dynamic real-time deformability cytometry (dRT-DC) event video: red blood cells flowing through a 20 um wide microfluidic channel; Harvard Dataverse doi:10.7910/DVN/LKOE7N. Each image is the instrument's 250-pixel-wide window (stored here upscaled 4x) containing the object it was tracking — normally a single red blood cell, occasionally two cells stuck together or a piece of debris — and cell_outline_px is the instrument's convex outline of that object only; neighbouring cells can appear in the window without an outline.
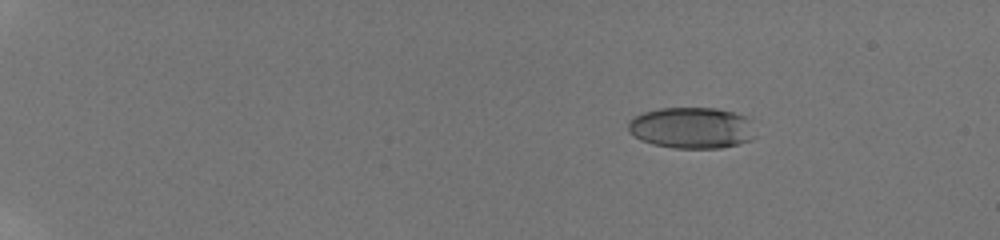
{"species": "human", "species_latin": "Homo sapiens", "temperature_condition": "room temperature", "stored_images_in_passage": 22, "camera_frame_rate_fps": 3000, "um_per_image_px": 0.085, "donor": {"sex": "male"}, "frame": {"image": 1, "passage_image": 4, "time_ms": 1.667, "image_size_px": [1000, 240], "cell_outline_px": [[756, 136], [752, 140], [740, 144], [720, 148], [672, 148], [652, 144], [640, 140], [632, 136], [628, 132], [628, 120], [644, 112], [660, 108], [716, 108], [748, 116]], "centroid_in_image_um": [58.8, 10.88], "position_along_channel_um": 26.2, "area_um2": 30.98}}
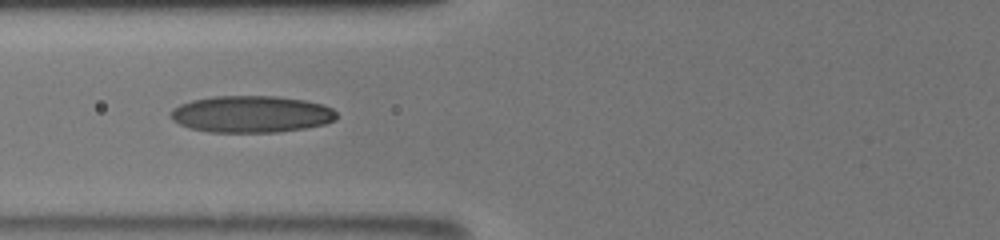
{"frame": {"image": 2, "passage_image": 14, "time_ms": 7.333, "image_size_px": [1000, 240], "cell_outline_px": [[336, 120], [324, 124], [304, 128], [276, 132], [208, 132], [188, 128], [172, 120], [168, 116], [168, 112], [172, 108], [180, 104], [192, 100], [212, 96], [276, 96], [304, 100], [324, 104], [332, 108], [336, 112]], "centroid_in_image_um": [21.32, 9.7], "position_along_channel_um": 104.5, "area_um2": 35.89}}
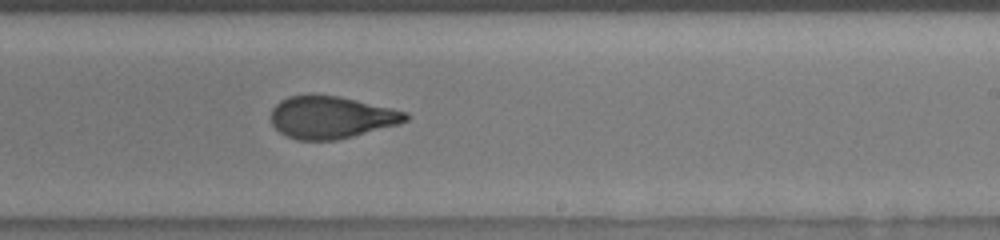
{"frame": {"image": 3, "passage_image": 22, "time_ms": 11.333, "image_size_px": [1000, 240], "cell_outline_px": [[412, 116], [408, 120], [400, 124], [336, 140], [296, 140], [280, 132], [272, 124], [272, 108], [280, 100], [288, 96], [340, 96], [392, 108], [408, 112]], "centroid_in_image_um": [28.2, 9.98], "position_along_channel_um": 260.8, "area_um2": 33.0}}